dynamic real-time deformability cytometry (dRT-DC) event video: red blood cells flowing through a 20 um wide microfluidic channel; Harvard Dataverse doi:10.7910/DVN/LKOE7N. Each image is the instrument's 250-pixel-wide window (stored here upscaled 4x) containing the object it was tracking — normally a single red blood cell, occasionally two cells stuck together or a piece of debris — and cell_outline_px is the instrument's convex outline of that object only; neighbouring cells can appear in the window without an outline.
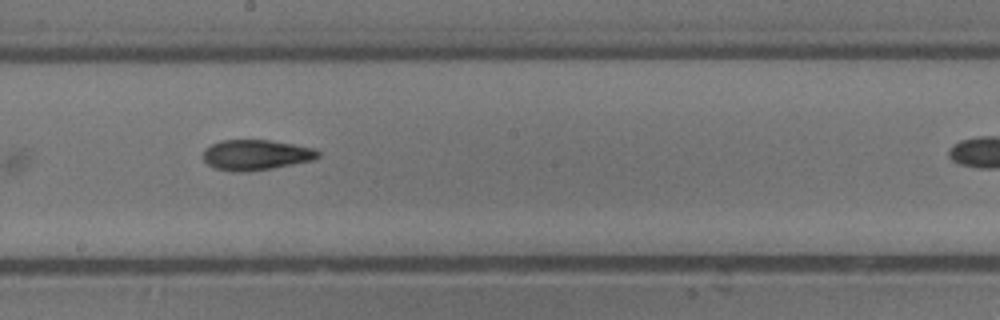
{"species": "common noctule bat (a hibernating species)", "species_latin": "Nyctalus noctula", "temperature_condition": "cold", "stored_images_in_passage": 10, "camera_frame_rate_fps": 3000, "um_per_image_px": 0.085, "animal": {"sex": "male", "body_mass_g": 13.3}, "frame": {"image": 1, "passage_image": 6, "time_ms": 1.667, "image_size_px": [1000, 320], "cell_outline_px": [[320, 156], [312, 160], [272, 168], [244, 172], [232, 172], [216, 168], [208, 164], [204, 160], [204, 148], [220, 140], [272, 140], [312, 148], [320, 152]], "centroid_in_image_um": [21.73, 13.16], "position_along_channel_um": 226.5, "area_um2": 20.23}}
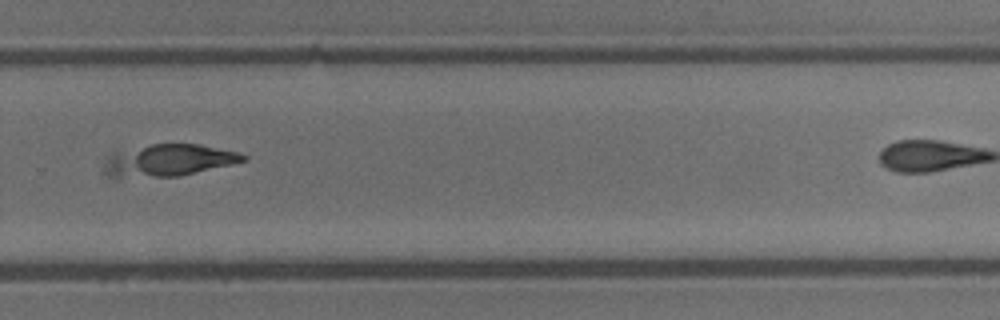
{"frame": {"image": 2, "passage_image": 8, "time_ms": 2.333, "image_size_px": [1000, 320], "cell_outline_px": [[248, 160], [232, 164], [180, 176], [108, 176], [104, 172], [104, 168], [108, 156], [152, 144], [200, 144], [240, 152], [248, 156]], "centroid_in_image_um": [14.46, 13.62], "position_along_channel_um": 315.3, "area_um2": 25.2}}